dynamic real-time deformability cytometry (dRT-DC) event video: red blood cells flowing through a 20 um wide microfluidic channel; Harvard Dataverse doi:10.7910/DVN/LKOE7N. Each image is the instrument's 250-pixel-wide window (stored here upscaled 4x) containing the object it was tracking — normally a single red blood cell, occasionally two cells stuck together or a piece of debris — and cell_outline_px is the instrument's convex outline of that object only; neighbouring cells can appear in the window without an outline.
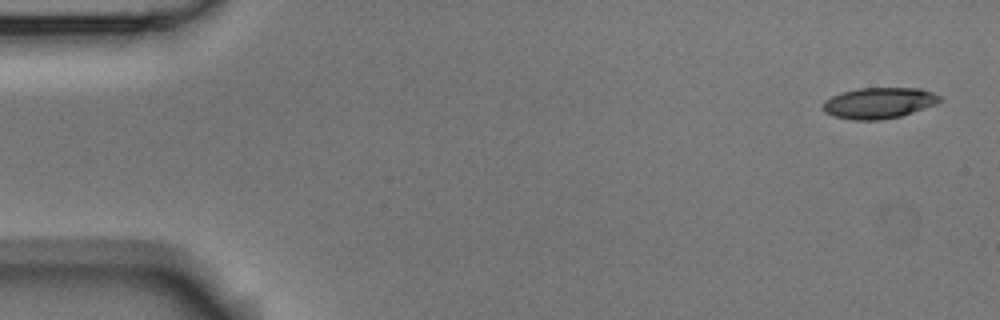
{"species": "Egyptian fruit bat (a non-hibernating species)", "species_latin": "Rousettus aegyptiacus", "temperature_condition": "room temperature", "stored_images_in_passage": 3, "camera_frame_rate_fps": 3000, "um_per_image_px": 0.085, "animal": {"sex": "male"}, "frame": {"image": 1, "passage_image": 1, "time_ms": 0.0, "image_size_px": [1000, 320], "cell_outline_px": [[944, 100], [936, 104], [900, 116], [880, 120], [852, 120], [832, 116], [824, 112], [824, 100], [840, 92], [860, 88], [920, 88], [932, 92], [940, 96]], "centroid_in_image_um": [74.7, 8.75], "position_along_channel_um": 10.3, "area_um2": 21.15}}